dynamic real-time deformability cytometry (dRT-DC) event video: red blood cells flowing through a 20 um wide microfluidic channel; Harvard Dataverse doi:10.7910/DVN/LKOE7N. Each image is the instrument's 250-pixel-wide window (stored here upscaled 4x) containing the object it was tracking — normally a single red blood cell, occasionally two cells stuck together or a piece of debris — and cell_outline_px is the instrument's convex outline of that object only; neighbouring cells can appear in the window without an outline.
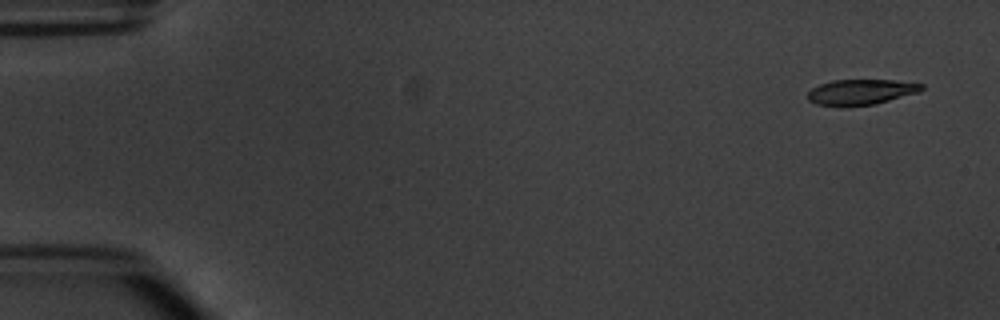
{"species": "common noctule bat (a hibernating species)", "species_latin": "Nyctalus noctula", "temperature_condition": "warm", "stored_images_in_passage": 4, "camera_frame_rate_fps": 3000, "um_per_image_px": 0.085, "animal": {"sex": "male", "body_mass_g": 20.1, "forearm_length_mm": 53.5}, "frame": {"image": 1, "passage_image": 1, "time_ms": 0.0, "image_size_px": [1000, 320], "cell_outline_px": [[924, 88], [920, 92], [876, 104], [840, 108], [816, 104], [808, 100], [808, 92], [812, 88], [820, 84], [832, 80], [892, 80], [924, 84]], "centroid_in_image_um": [73.16, 7.84], "position_along_channel_um": 11.8, "area_um2": 17.28}}
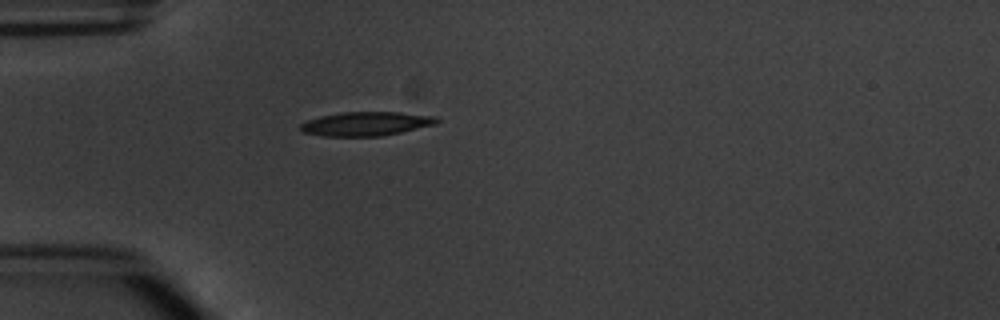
{"frame": {"image": 2, "passage_image": 4, "time_ms": 4.333, "image_size_px": [1000, 320], "cell_outline_px": [[440, 120], [436, 124], [400, 132], [380, 136], [320, 136], [304, 132], [300, 128], [300, 124], [308, 120], [320, 116], [340, 112], [400, 112], [436, 116]], "centroid_in_image_um": [31.12, 10.51], "position_along_channel_um": 53.9, "area_um2": 19.02}}